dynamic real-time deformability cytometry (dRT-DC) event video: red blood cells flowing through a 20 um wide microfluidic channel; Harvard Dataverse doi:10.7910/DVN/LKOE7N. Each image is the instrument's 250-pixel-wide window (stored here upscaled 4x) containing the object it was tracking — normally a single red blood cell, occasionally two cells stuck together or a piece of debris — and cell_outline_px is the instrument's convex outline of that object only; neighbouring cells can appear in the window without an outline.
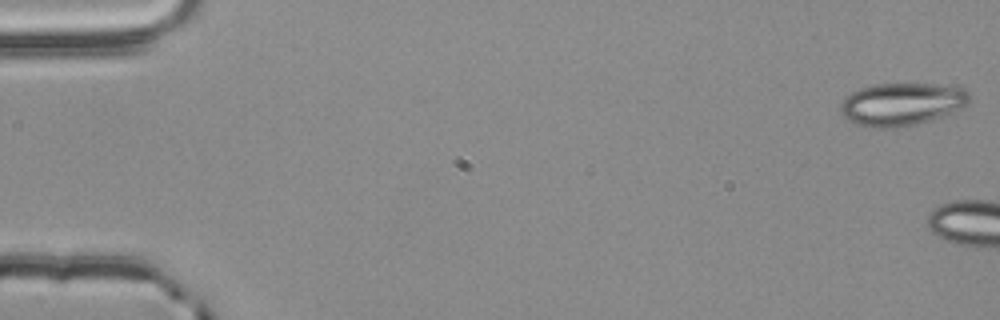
{"species": "common noctule bat (a hibernating species)", "species_latin": "Nyctalus noctula", "temperature_condition": "room temperature", "stored_images_in_passage": 4, "camera_frame_rate_fps": 3000, "um_per_image_px": 0.085, "animal": {"sex": "male", "body_mass_g": 20.4}, "frame": {"image": 1, "passage_image": 1, "time_ms": 0.0, "image_size_px": [1000, 320], "cell_outline_px": [[968, 100], [964, 104], [932, 120], [916, 124], [892, 128], [876, 128], [856, 124], [848, 120], [840, 112], [840, 104], [844, 96], [860, 88], [876, 84], [932, 84], [964, 88], [968, 92]], "centroid_in_image_um": [76.55, 8.85], "position_along_channel_um": 8.5, "area_um2": 31.62}}